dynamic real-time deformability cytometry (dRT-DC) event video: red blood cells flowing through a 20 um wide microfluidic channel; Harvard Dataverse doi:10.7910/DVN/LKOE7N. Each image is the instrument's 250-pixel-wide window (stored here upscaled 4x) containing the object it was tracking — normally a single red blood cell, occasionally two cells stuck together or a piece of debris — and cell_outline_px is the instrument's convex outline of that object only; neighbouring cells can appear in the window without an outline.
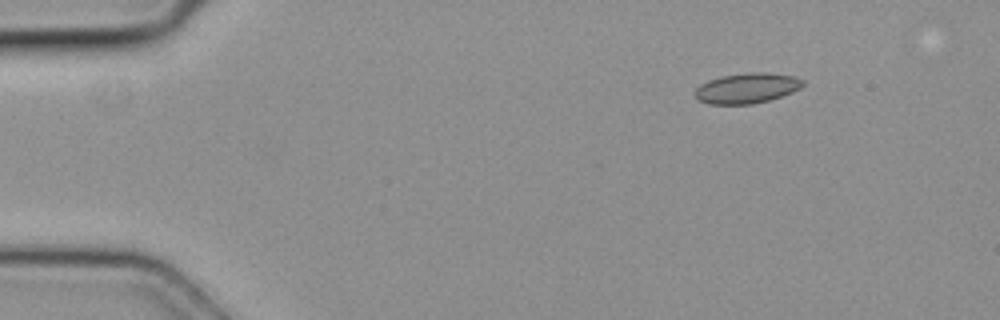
{"species": "common noctule bat (a hibernating species)", "species_latin": "Nyctalus noctula", "temperature_condition": "cold", "stored_images_in_passage": 3, "camera_frame_rate_fps": 3000, "um_per_image_px": 0.085, "animal": {"sex": "female", "body_mass_g": 19.3, "forearm_length_mm": 54.1}, "frame": {"image": 1, "passage_image": 1, "time_ms": 0.0, "image_size_px": [1000, 320], "cell_outline_px": [[804, 84], [800, 88], [792, 92], [768, 100], [752, 104], [708, 104], [700, 100], [692, 92], [700, 84], [708, 80], [720, 76], [748, 72], [764, 72], [792, 76], [804, 80]], "centroid_in_image_um": [63.45, 7.49], "position_along_channel_um": 21.5, "area_um2": 19.02}}